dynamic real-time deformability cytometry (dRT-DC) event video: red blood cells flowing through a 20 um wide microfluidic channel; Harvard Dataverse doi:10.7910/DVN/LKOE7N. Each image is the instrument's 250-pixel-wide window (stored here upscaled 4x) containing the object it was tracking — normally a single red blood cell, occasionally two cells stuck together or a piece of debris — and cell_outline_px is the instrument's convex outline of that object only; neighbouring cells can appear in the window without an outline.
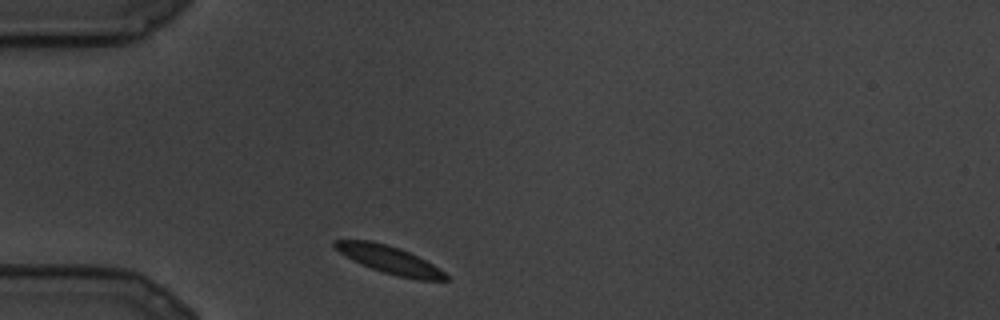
{"species": "common noctule bat (a hibernating species)", "species_latin": "Nyctalus noctula", "temperature_condition": "cold", "stored_images_in_passage": 7, "camera_frame_rate_fps": 3000, "um_per_image_px": 0.085, "animal": {"sex": "male", "body_mass_g": 19.5, "forearm_length_mm": 54.6}, "frame": {"image": 1, "passage_image": 1, "time_ms": 0.0, "image_size_px": [1000, 320], "cell_outline_px": [[452, 280], [420, 280], [396, 276], [372, 268], [352, 260], [340, 252], [332, 244], [332, 240], [372, 240], [400, 248], [432, 264], [444, 272]], "centroid_in_image_um": [33.1, 22.08], "position_along_channel_um": 51.9, "area_um2": 17.69}}
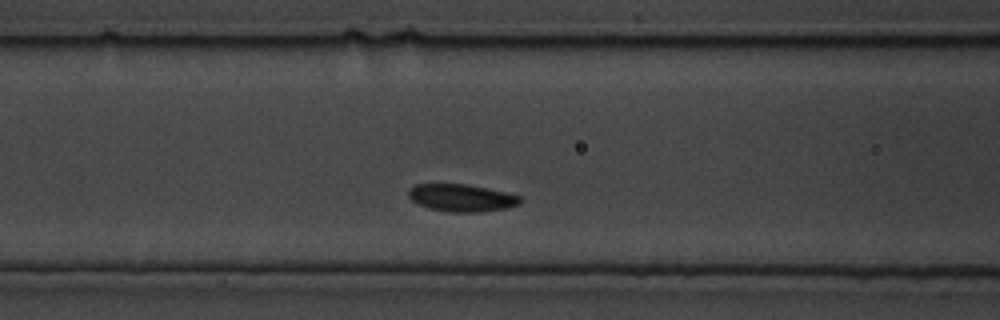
{"frame": {"image": 2, "passage_image": 5, "time_ms": 1.333, "image_size_px": [1000, 320], "cell_outline_px": [[524, 200], [520, 204], [508, 208], [480, 212], [448, 212], [428, 208], [412, 200], [408, 196], [408, 188], [416, 184], [468, 184], [504, 192], [520, 196]], "centroid_in_image_um": [39.25, 16.82], "position_along_channel_um": 127.4, "area_um2": 17.92}}
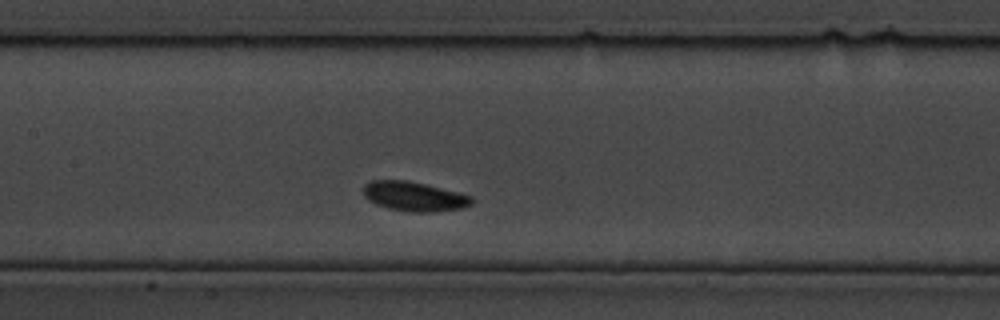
{"frame": {"image": 3, "passage_image": 7, "time_ms": 2.0, "image_size_px": [1000, 320], "cell_outline_px": [[472, 204], [460, 208], [436, 212], [412, 212], [388, 208], [376, 204], [368, 200], [364, 196], [364, 184], [372, 180], [408, 180], [472, 196]], "centroid_in_image_um": [35.17, 16.7], "position_along_channel_um": 172.2, "area_um2": 18.44}}